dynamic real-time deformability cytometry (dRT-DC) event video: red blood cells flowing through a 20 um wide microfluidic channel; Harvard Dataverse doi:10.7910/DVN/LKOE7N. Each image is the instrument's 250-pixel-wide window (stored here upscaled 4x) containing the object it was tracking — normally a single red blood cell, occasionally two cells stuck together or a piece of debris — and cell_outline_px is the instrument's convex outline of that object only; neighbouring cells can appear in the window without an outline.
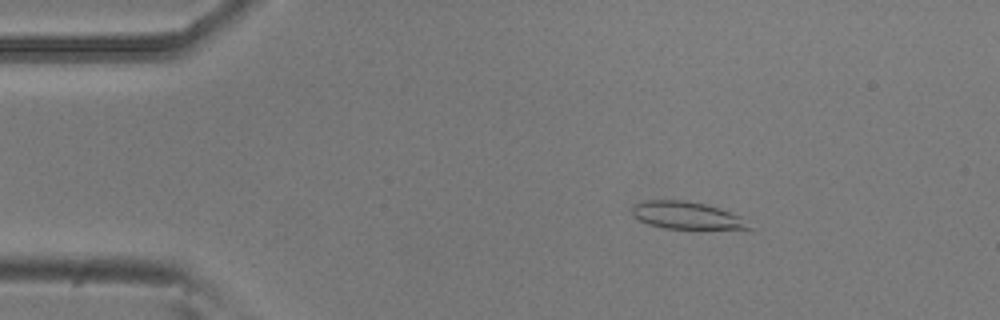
{"species": "common noctule bat (a hibernating species)", "species_latin": "Nyctalus noctula", "temperature_condition": "room temperature", "stored_images_in_passage": 51, "camera_frame_rate_fps": 3000, "um_per_image_px": 0.085, "animal": {"sex": "male", "body_mass_g": 20.5, "forearm_length_mm": 52.5}, "frame": {"image": 1, "passage_image": 7, "time_ms": 2.0, "image_size_px": [1000, 320], "cell_outline_px": [[752, 228], [664, 228], [648, 224], [640, 220], [632, 212], [632, 208], [636, 204], [644, 200], [684, 200], [704, 204], [720, 208], [740, 216]], "centroid_in_image_um": [58.32, 18.29], "position_along_channel_um": 26.7, "area_um2": 18.09}}
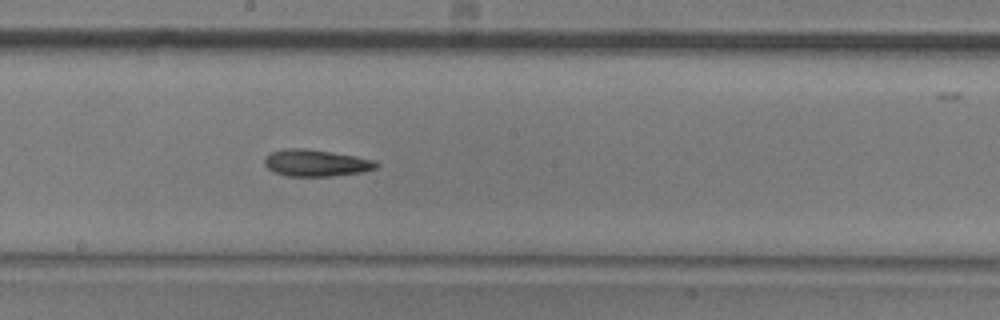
{"frame": {"image": 2, "passage_image": 27, "time_ms": 8.667, "image_size_px": [1000, 320], "cell_outline_px": [[380, 164], [376, 168], [364, 172], [332, 176], [284, 176], [272, 172], [264, 164], [264, 160], [272, 152], [288, 148], [300, 148], [332, 152], [356, 156], [376, 160]], "centroid_in_image_um": [26.89, 13.86], "position_along_channel_um": 221.3, "area_um2": 17.51}}
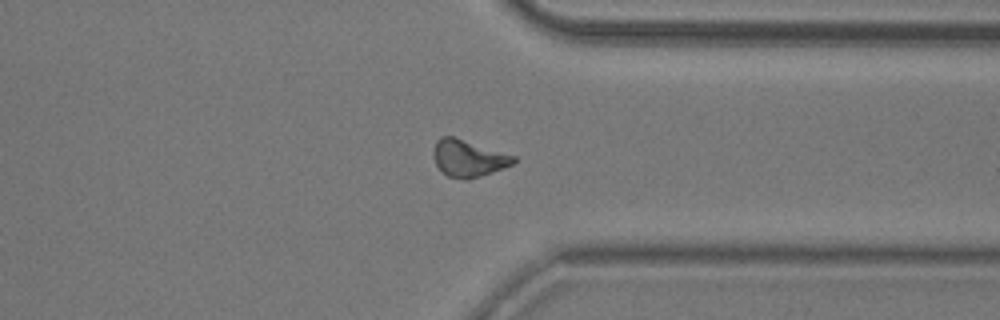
{"frame": {"image": 3, "passage_image": 39, "time_ms": 12.667, "image_size_px": [1000, 320], "cell_outline_px": [[516, 160], [512, 164], [504, 168], [468, 180], [464, 180], [448, 176], [440, 172], [432, 156], [432, 152], [436, 140], [440, 136], [452, 136], [516, 156]], "centroid_in_image_um": [39.76, 13.46], "position_along_channel_um": 371.6, "area_um2": 17.34}, "authors_computed_cell_mechanics": {"area_um2": 17.34, "velocity_mm_per_s": 3.8172, "shape_relaxation_time_tau1_ms": 8.2451, "shape_relaxation_time_tau2_ms": null, "deformation_change_tau1": 0.1933, "deformation_change_tau2": null}}